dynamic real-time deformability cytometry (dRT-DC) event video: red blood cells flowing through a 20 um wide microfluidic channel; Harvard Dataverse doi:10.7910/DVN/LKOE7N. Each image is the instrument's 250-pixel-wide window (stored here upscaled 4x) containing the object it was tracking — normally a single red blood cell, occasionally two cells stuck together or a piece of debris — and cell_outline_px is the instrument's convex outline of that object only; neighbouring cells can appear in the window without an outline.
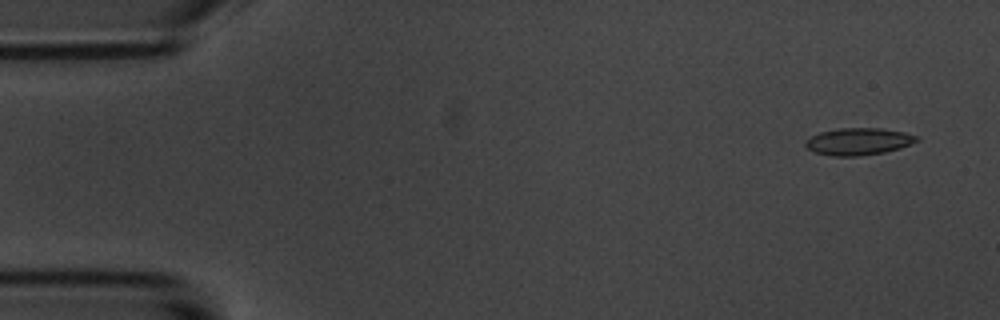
{"species": "common noctule bat (a hibernating species)", "species_latin": "Nyctalus noctula", "temperature_condition": "room temperature", "stored_images_in_passage": 56, "camera_frame_rate_fps": 3000, "um_per_image_px": 0.085, "animal": {"sex": "male", "body_mass_g": 20.1, "forearm_length_mm": 53.5}, "frame": {"image": 1, "passage_image": 3, "time_ms": 0.667, "image_size_px": [1000, 320], "cell_outline_px": [[920, 140], [912, 144], [900, 148], [884, 152], [856, 156], [832, 156], [816, 152], [808, 148], [804, 144], [804, 140], [820, 132], [840, 128], [880, 128], [904, 132], [920, 136]], "centroid_in_image_um": [73.0, 12.02], "position_along_channel_um": 12.0, "area_um2": 17.57}}
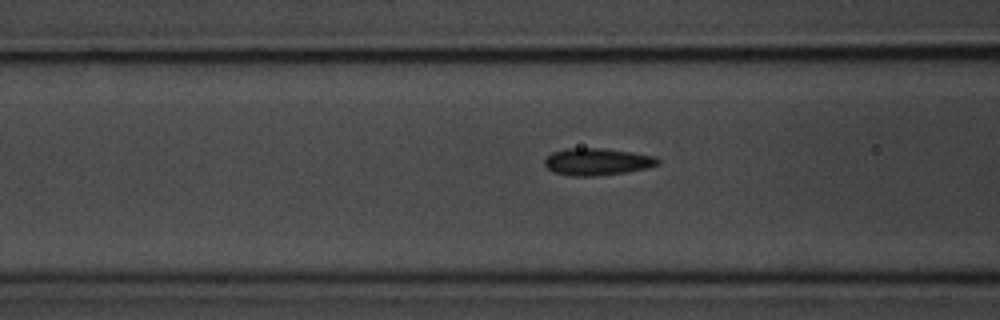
{"frame": {"image": 2, "passage_image": 21, "time_ms": 6.667, "image_size_px": [1000, 320], "cell_outline_px": [[660, 164], [648, 168], [628, 172], [592, 176], [568, 176], [556, 172], [548, 168], [544, 164], [544, 160], [552, 152], [568, 148], [600, 148], [632, 152], [656, 156], [660, 160]], "centroid_in_image_um": [50.8, 13.75], "position_along_channel_um": 115.8, "area_um2": 17.92}}
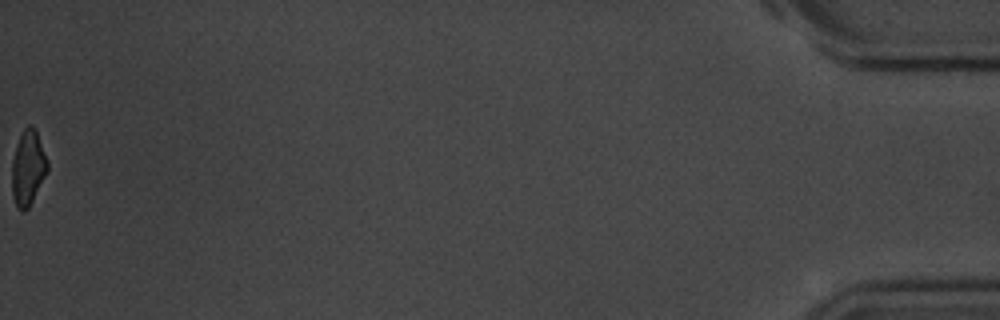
{"frame": {"image": 3, "passage_image": 56, "time_ms": 18.333, "image_size_px": [1000, 320], "cell_outline_px": [[48, 168], [28, 208], [24, 212], [20, 212], [16, 208], [12, 196], [12, 160], [16, 144], [24, 128], [28, 124], [32, 124], [36, 132], [48, 160]], "centroid_in_image_um": [2.35, 14.28], "position_along_channel_um": 432.9, "area_um2": 15.43}, "authors_computed_cell_mechanics": {"area_um2": 17.1377, "velocity_mm_per_s": 3.5909, "shape_relaxation_time_tau1_ms": 2.3878, "shape_relaxation_time_tau2_ms": 2.2014, "deformation_change_tau1": 0.0905, "deformation_change_tau2": 0.0776}}